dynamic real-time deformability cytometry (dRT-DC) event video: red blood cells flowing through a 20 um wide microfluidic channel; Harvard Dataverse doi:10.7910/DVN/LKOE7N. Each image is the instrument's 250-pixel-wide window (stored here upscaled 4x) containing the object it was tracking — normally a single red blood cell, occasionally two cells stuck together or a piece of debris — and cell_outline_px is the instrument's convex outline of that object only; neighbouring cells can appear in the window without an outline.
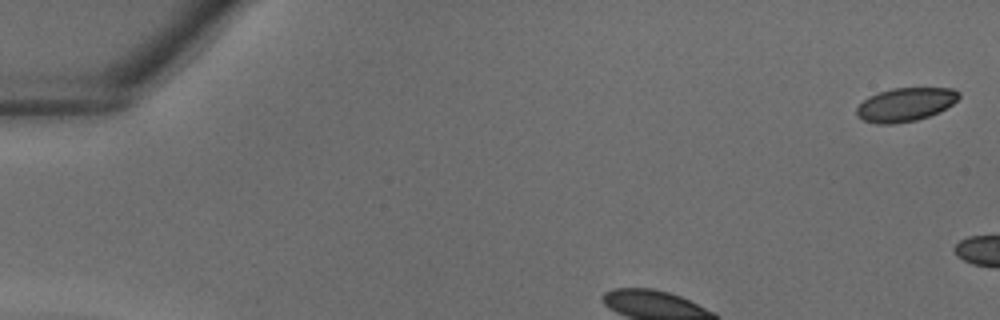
{"species": "common noctule bat (a hibernating species)", "species_latin": "Nyctalus noctula", "temperature_condition": "warm", "stored_images_in_passage": 7, "camera_frame_rate_fps": 3000, "um_per_image_px": 0.085, "animal": {"sex": "male", "body_mass_g": 18.8}, "frame": {"image": 1, "passage_image": 1, "time_ms": 0.0, "image_size_px": [1000, 320], "cell_outline_px": [[960, 96], [952, 104], [940, 112], [916, 120], [892, 124], [876, 124], [864, 120], [856, 116], [856, 108], [868, 96], [892, 88], [952, 88], [960, 92]], "centroid_in_image_um": [76.95, 8.89], "position_along_channel_um": 8.0, "area_um2": 20.0}}